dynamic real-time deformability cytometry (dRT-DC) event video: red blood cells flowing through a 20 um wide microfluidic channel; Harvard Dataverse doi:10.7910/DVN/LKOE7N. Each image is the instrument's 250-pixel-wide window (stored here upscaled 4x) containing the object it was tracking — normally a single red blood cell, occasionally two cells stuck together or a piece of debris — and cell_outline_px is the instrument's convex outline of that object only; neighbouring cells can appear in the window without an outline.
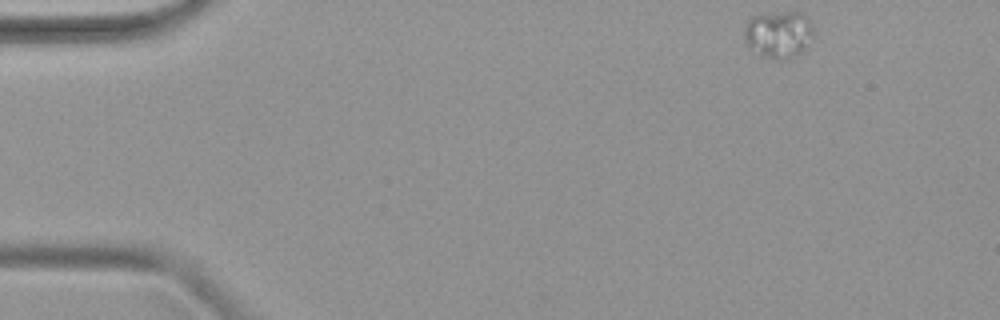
{"species": "common noctule bat (a hibernating species)", "species_latin": "Nyctalus noctula", "temperature_condition": "warm", "stored_images_in_passage": 44, "camera_frame_rate_fps": 3000, "um_per_image_px": 0.085, "animal": {"sex": "female", "body_mass_g": 19.9}, "frame": {"image": 1, "passage_image": 1, "time_ms": 0.0, "image_size_px": [1000, 320], "cell_outline_px": [[812, 36], [804, 48], [796, 56], [784, 60], [776, 60], [748, 48], [744, 40], [744, 24], [752, 16], [780, 12], [800, 12], [808, 20], [812, 28]], "centroid_in_image_um": [66.12, 2.92], "position_along_channel_um": 18.9, "area_um2": 18.79}}
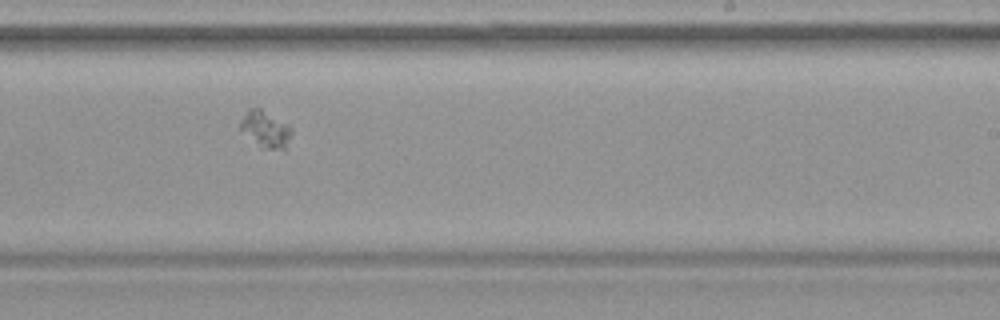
{"frame": {"image": 2, "passage_image": 26, "time_ms": 8.333, "image_size_px": [1000, 320], "cell_outline_px": [[292, 136], [284, 152], [260, 148], [236, 128], [240, 120], [248, 108], [260, 108], [288, 124], [292, 128]], "centroid_in_image_um": [22.55, 11.04], "position_along_channel_um": 266.5, "area_um2": 11.62}}
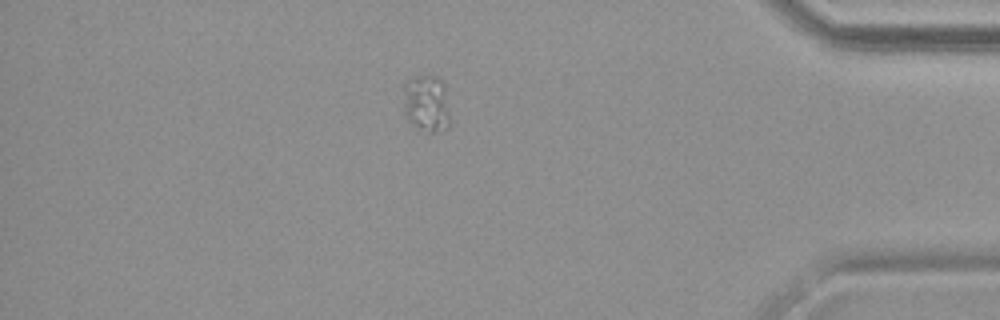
{"frame": {"image": 3, "passage_image": 38, "time_ms": 12.333, "image_size_px": [1000, 320], "cell_outline_px": [[448, 128], [428, 136], [412, 124], [404, 116], [404, 84], [408, 80], [416, 76], [440, 76], [444, 84], [448, 112]], "centroid_in_image_um": [36.23, 8.84], "position_along_channel_um": 399.0, "area_um2": 15.84}}